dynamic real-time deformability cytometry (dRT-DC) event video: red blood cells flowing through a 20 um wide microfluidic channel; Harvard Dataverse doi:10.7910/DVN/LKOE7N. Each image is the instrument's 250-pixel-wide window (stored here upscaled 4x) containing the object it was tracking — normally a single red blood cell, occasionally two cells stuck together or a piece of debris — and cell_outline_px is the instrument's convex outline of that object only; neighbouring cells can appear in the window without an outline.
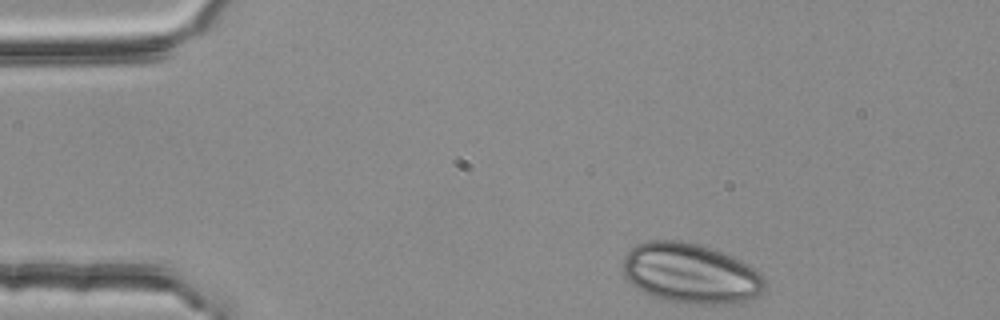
{"species": "common noctule bat (a hibernating species)", "species_latin": "Nyctalus noctula", "temperature_condition": "room temperature", "stored_images_in_passage": 2, "camera_frame_rate_fps": 3000, "um_per_image_px": 0.085, "animal": {"sex": "female", "body_mass_g": 25.1}, "frame": {"image": 1, "passage_image": 1, "time_ms": 0.0, "image_size_px": [1000, 320], "cell_outline_px": [[764, 292], [740, 304], [700, 304], [664, 300], [652, 296], [636, 288], [624, 276], [620, 268], [624, 256], [636, 244], [648, 240], [680, 240], [700, 244], [712, 248], [732, 256], [756, 268], [764, 276]], "centroid_in_image_um": [58.7, 23.24], "position_along_channel_um": 26.3, "area_um2": 50.4}}